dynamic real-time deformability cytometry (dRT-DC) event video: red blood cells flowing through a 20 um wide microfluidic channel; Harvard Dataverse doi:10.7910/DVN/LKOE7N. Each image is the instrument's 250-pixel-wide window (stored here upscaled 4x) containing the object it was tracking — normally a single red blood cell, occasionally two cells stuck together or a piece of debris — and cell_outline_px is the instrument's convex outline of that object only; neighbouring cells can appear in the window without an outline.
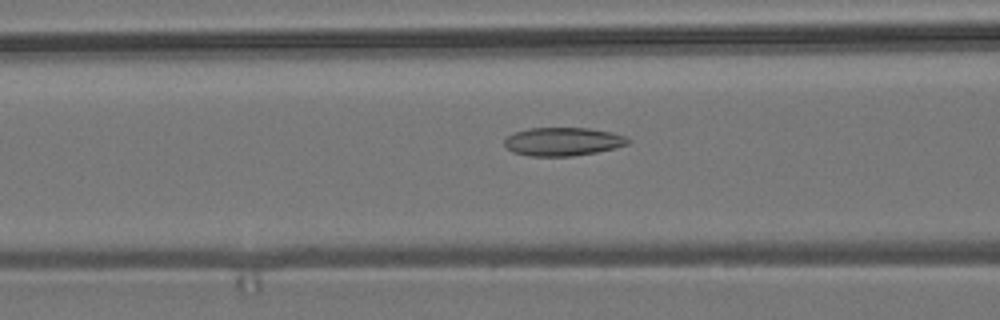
{"species": "common noctule bat (a hibernating species)", "species_latin": "Nyctalus noctula", "temperature_condition": "room temperature", "stored_images_in_passage": 55, "camera_frame_rate_fps": 3000, "um_per_image_px": 0.085, "animal": {"sex": "male", "body_mass_g": 19.2, "forearm_length_mm": 51.8}, "frame": {"image": 1, "passage_image": 22, "time_ms": 7.0, "image_size_px": [1000, 320], "cell_outline_px": [[632, 140], [628, 144], [616, 148], [596, 152], [572, 156], [528, 156], [512, 152], [504, 144], [504, 140], [508, 136], [516, 132], [528, 128], [588, 128], [612, 132], [624, 136]], "centroid_in_image_um": [47.86, 12.04], "position_along_channel_um": 118.7, "area_um2": 20.46}}
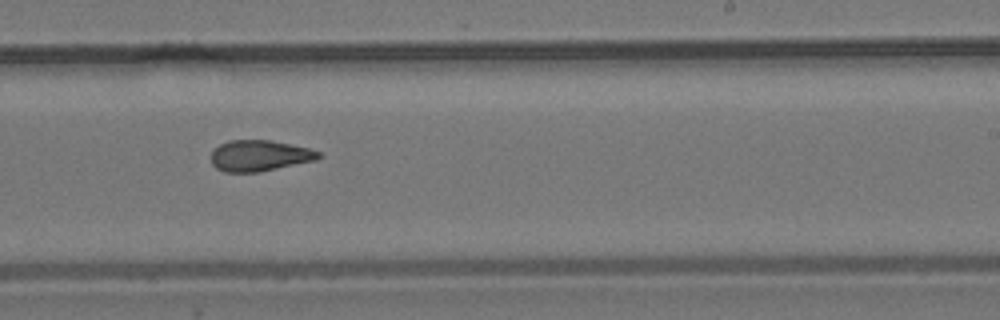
{"frame": {"image": 2, "passage_image": 34, "time_ms": 11.0, "image_size_px": [1000, 320], "cell_outline_px": [[324, 156], [316, 160], [256, 172], [224, 172], [216, 168], [212, 164], [212, 152], [220, 144], [228, 140], [272, 140], [308, 148], [320, 152]], "centroid_in_image_um": [22.07, 13.22], "position_along_channel_um": 266.9, "area_um2": 19.31}}
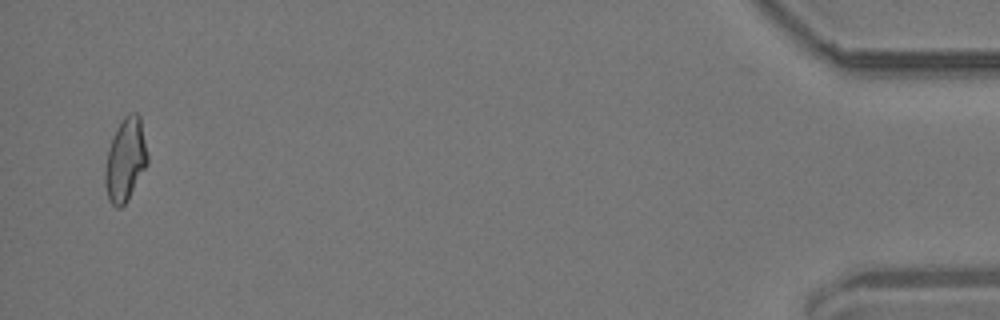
{"frame": {"image": 3, "passage_image": 54, "time_ms": 17.667, "image_size_px": [1000, 320], "cell_outline_px": [[148, 164], [128, 200], [120, 208], [116, 208], [108, 200], [104, 180], [104, 176], [108, 148], [116, 128], [124, 116], [128, 112], [136, 112], [140, 116], [148, 156]], "centroid_in_image_um": [10.66, 13.58], "position_along_channel_um": 424.5, "area_um2": 20.75}, "authors_computed_cell_mechanics": {"area_um2": 20.23, "velocity_mm_per_s": 3.7111, "shape_relaxation_time_tau1_ms": null, "shape_relaxation_time_tau2_ms": 2.6909, "deformation_change_tau1": null, "deformation_change_tau2": 0.0957}}